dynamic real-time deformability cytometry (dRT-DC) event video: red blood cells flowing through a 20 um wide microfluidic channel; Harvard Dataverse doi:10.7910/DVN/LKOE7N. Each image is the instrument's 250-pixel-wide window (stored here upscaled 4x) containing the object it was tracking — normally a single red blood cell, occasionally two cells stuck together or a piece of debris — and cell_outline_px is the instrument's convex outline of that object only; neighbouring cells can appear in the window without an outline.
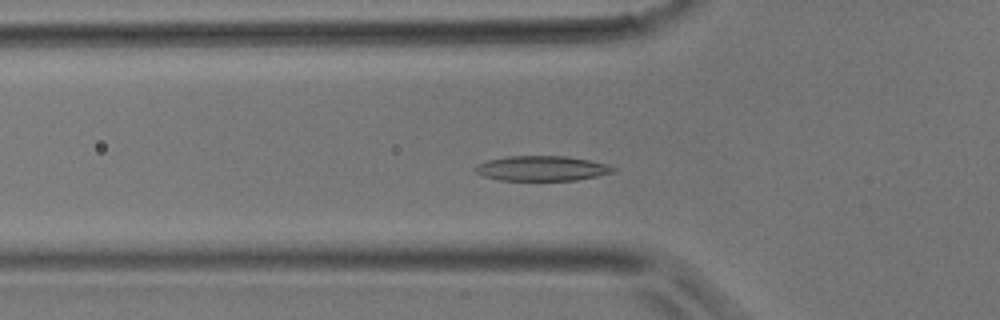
{"species": "common noctule bat (a hibernating species)", "species_latin": "Nyctalus noctula", "temperature_condition": "room temperature", "stored_images_in_passage": 40, "camera_frame_rate_fps": 3000, "um_per_image_px": 0.085, "animal": {"sex": "male", "body_mass_g": 17.9}, "frame": {"image": 1, "passage_image": 13, "time_ms": 4.0, "image_size_px": [1000, 320], "cell_outline_px": [[616, 172], [576, 180], [500, 180], [484, 176], [476, 172], [472, 168], [476, 164], [488, 160], [508, 156], [568, 156], [608, 164], [616, 168]], "centroid_in_image_um": [46.06, 14.31], "position_along_channel_um": 79.7, "area_um2": 20.11}}
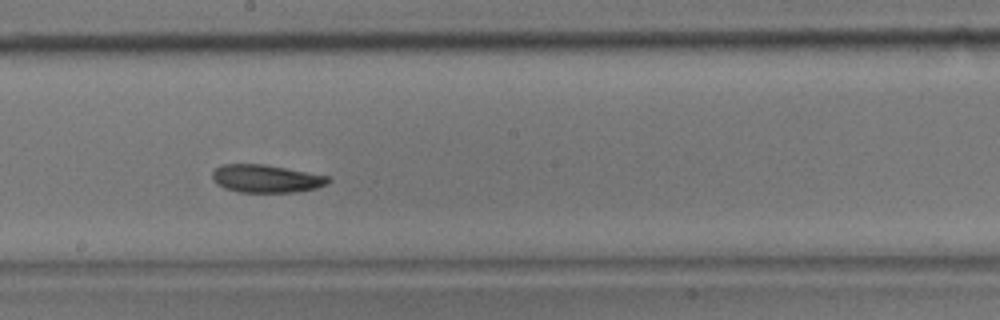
{"frame": {"image": 2, "passage_image": 22, "time_ms": 7.0, "image_size_px": [1000, 320], "cell_outline_px": [[332, 180], [328, 184], [316, 188], [296, 192], [240, 192], [224, 188], [216, 184], [212, 180], [212, 172], [216, 168], [224, 164], [264, 164], [328, 176]], "centroid_in_image_um": [22.61, 15.19], "position_along_channel_um": 225.6, "area_um2": 18.84}}
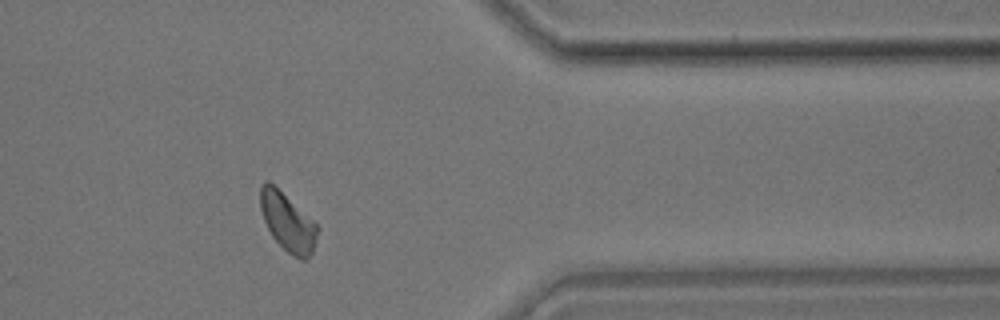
{"frame": {"image": 3, "passage_image": 33, "time_ms": 10.667, "image_size_px": [1000, 320], "cell_outline_px": [[320, 228], [312, 252], [304, 260], [300, 260], [292, 256], [272, 236], [264, 220], [260, 208], [260, 184], [264, 180], [268, 180], [312, 220]], "centroid_in_image_um": [24.44, 18.88], "position_along_channel_um": 387.0, "area_um2": 19.02}}